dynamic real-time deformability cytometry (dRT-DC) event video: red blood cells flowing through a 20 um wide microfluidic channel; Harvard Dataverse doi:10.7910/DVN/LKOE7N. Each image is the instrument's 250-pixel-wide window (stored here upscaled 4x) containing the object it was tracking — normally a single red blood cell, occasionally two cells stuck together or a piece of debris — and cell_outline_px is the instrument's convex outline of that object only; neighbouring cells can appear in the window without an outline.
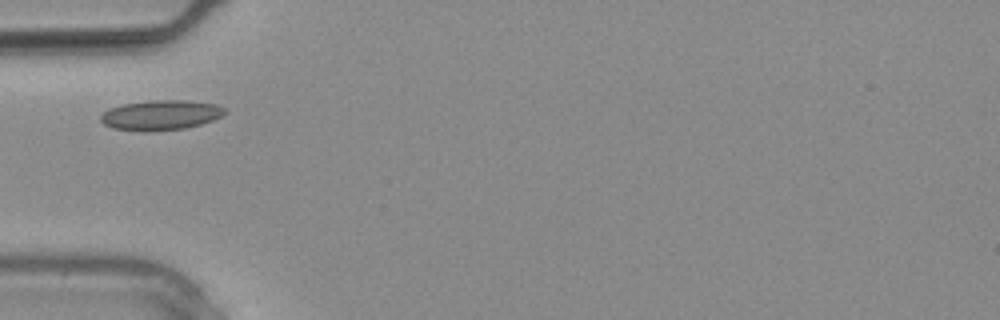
{"species": "common noctule bat (a hibernating species)", "species_latin": "Nyctalus noctula", "temperature_condition": "warm", "stored_images_in_passage": 1, "camera_frame_rate_fps": 3000, "um_per_image_px": 0.085, "animal": {"sex": "male", "body_mass_g": 20.4}, "frame": {"image": 1, "passage_image": 1, "time_ms": 0.0, "image_size_px": [1000, 320], "cell_outline_px": [[224, 112], [220, 116], [212, 120], [200, 124], [184, 128], [112, 128], [104, 124], [100, 120], [100, 116], [108, 108], [124, 104], [152, 100], [188, 100], [216, 104], [224, 108]], "centroid_in_image_um": [13.67, 9.72], "position_along_channel_um": 71.3, "area_um2": 20.52}}